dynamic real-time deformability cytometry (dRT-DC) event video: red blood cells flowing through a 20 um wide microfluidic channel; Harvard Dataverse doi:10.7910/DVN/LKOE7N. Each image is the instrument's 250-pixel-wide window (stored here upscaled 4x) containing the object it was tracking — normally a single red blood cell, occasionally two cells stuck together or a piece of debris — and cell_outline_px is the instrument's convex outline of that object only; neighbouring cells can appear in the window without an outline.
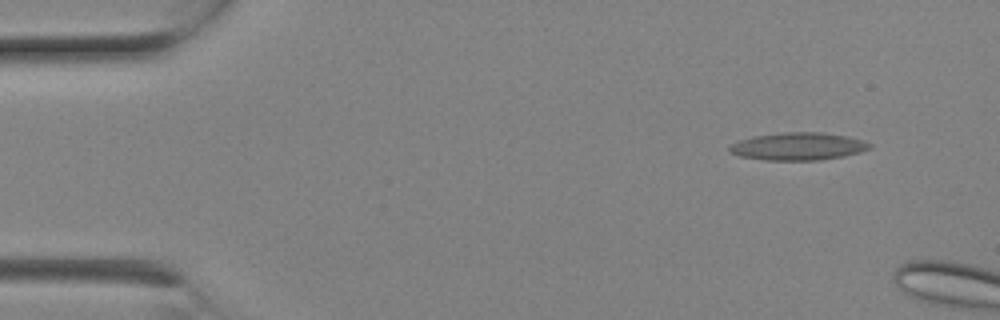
{"species": "Egyptian fruit bat (a non-hibernating species)", "species_latin": "Rousettus aegyptiacus", "temperature_condition": "room temperature", "stored_images_in_passage": 4, "camera_frame_rate_fps": 3000, "um_per_image_px": 0.085, "animal": {"sex": "female"}, "frame": {"image": 1, "passage_image": 2, "time_ms": 0.333, "image_size_px": [1000, 320], "cell_outline_px": [[872, 148], [860, 152], [844, 156], [820, 160], [764, 160], [740, 156], [728, 152], [728, 148], [732, 144], [740, 140], [752, 136], [784, 132], [824, 132], [848, 136], [864, 140], [872, 144]], "centroid_in_image_um": [67.87, 12.44], "position_along_channel_um": 17.1, "area_um2": 22.77}}